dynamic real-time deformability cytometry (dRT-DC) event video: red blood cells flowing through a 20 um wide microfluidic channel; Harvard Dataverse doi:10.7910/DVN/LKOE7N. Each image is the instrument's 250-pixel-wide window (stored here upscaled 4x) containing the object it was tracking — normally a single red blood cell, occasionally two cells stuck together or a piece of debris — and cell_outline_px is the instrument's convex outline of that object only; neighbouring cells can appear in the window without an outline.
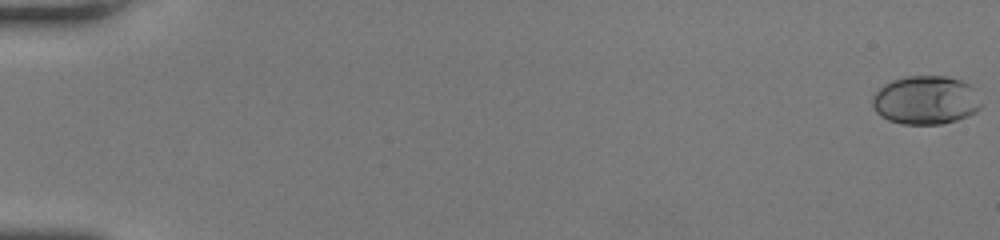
{"species": "human", "species_latin": "Homo sapiens", "temperature_condition": "room temperature", "stored_images_in_passage": 51, "camera_frame_rate_fps": 3000, "um_per_image_px": 0.085, "donor": {"sex": "female"}, "frame": {"image": 1, "passage_image": 1, "time_ms": 0.0, "image_size_px": [1000, 240], "cell_outline_px": [[984, 104], [976, 112], [968, 116], [956, 120], [940, 124], [904, 124], [888, 120], [880, 116], [876, 112], [872, 104], [872, 96], [884, 84], [892, 80], [904, 76], [948, 76], [964, 80], [968, 84]], "centroid_in_image_um": [78.69, 8.51], "position_along_channel_um": 6.3, "area_um2": 31.04}}
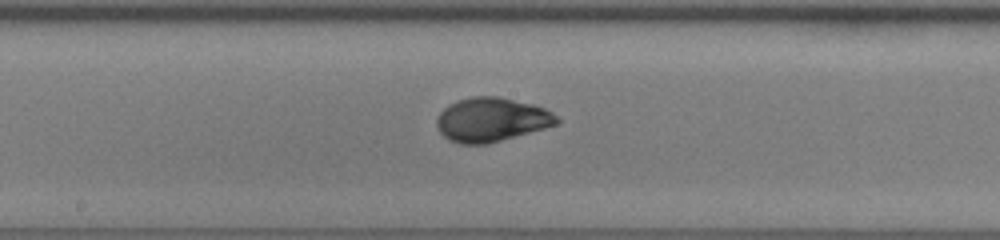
{"frame": {"image": 2, "passage_image": 29, "time_ms": 9.333, "image_size_px": [1000, 240], "cell_outline_px": [[560, 120], [556, 124], [544, 128], [488, 144], [460, 144], [448, 140], [440, 132], [436, 124], [436, 116], [448, 104], [456, 100], [472, 96], [496, 96], [532, 104], [544, 108], [552, 112]], "centroid_in_image_um": [41.72, 10.17], "position_along_channel_um": 206.5, "area_um2": 30.81}}
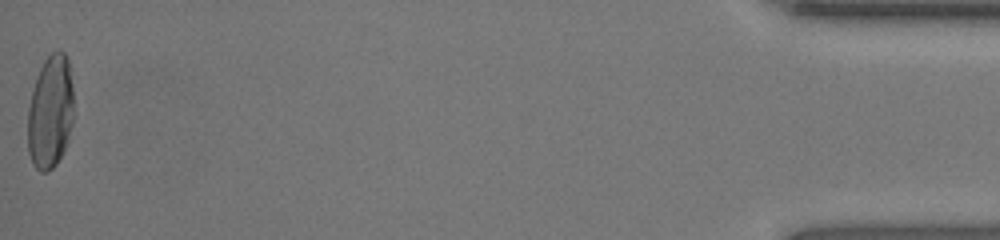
{"frame": {"image": 3, "passage_image": 51, "time_ms": 16.667, "image_size_px": [1000, 240], "cell_outline_px": [[72, 124], [68, 140], [64, 152], [56, 164], [48, 172], [40, 172], [32, 164], [28, 152], [28, 108], [36, 76], [44, 60], [52, 52], [60, 48], [68, 56], [72, 84]], "centroid_in_image_um": [4.28, 9.51], "position_along_channel_um": 430.9, "area_um2": 30.69}, "authors_computed_cell_mechanics": {"area_um2": 29.9404, "velocity_mm_per_s": 4.2999, "shape_relaxation_time_tau1_ms": 3.8403, "shape_relaxation_time_tau2_ms": 0.8678, "deformation_change_tau1": 0.1817, "deformation_change_tau2": 0.0494}}